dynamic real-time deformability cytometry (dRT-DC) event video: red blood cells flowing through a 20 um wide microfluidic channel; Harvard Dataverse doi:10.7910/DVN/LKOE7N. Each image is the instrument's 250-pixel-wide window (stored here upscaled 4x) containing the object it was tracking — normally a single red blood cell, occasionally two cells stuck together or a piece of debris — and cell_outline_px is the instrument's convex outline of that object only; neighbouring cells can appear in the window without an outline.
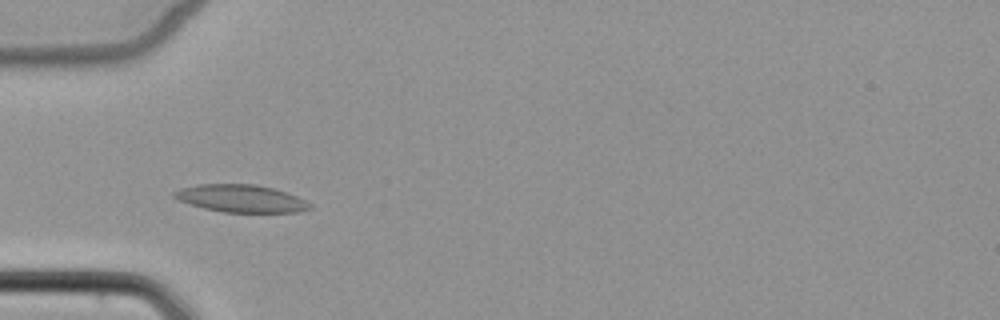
{"species": "common noctule bat (a hibernating species)", "species_latin": "Nyctalus noctula", "temperature_condition": "cold", "stored_images_in_passage": 6, "camera_frame_rate_fps": 3000, "um_per_image_px": 0.085, "animal": {"sex": "female", "body_mass_g": 22.7, "forearm_length_mm": 54.2}, "frame": {"image": 1, "passage_image": 4, "time_ms": 4.333, "image_size_px": [1000, 320], "cell_outline_px": [[312, 208], [300, 212], [224, 212], [204, 208], [180, 200], [172, 196], [172, 192], [180, 188], [196, 184], [256, 184], [288, 192], [312, 204]], "centroid_in_image_um": [20.5, 16.86], "position_along_channel_um": 64.5, "area_um2": 21.73}}
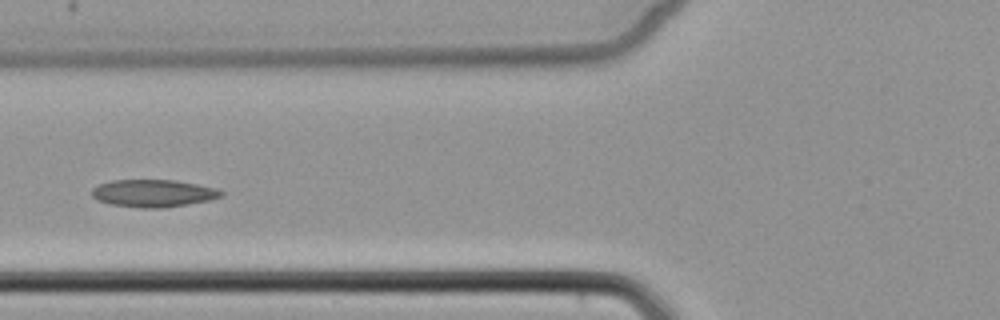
{"frame": {"image": 2, "passage_image": 5, "time_ms": 5.667, "image_size_px": [1000, 320], "cell_outline_px": [[224, 196], [208, 200], [188, 204], [164, 208], [140, 208], [112, 204], [96, 200], [92, 196], [92, 188], [100, 184], [112, 180], [176, 180], [216, 188], [224, 192]], "centroid_in_image_um": [13.04, 16.43], "position_along_channel_um": 112.8, "area_um2": 20.69}}
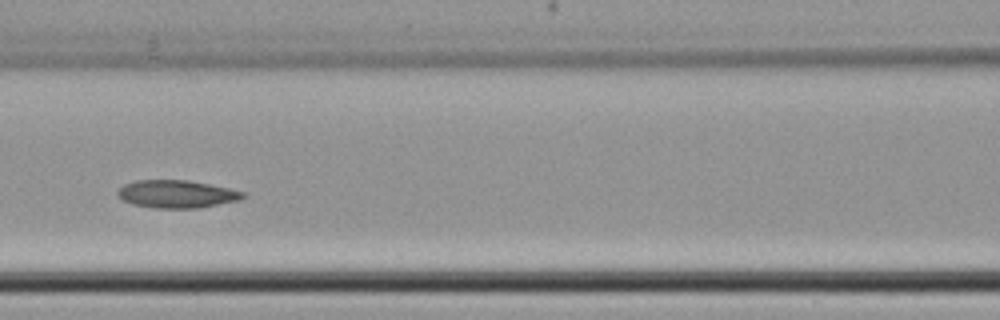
{"frame": {"image": 3, "passage_image": 6, "time_ms": 6.667, "image_size_px": [1000, 320], "cell_outline_px": [[244, 196], [240, 200], [200, 208], [152, 208], [132, 204], [124, 200], [116, 192], [124, 184], [136, 180], [188, 180], [228, 188], [244, 192]], "centroid_in_image_um": [15.01, 16.5], "position_along_channel_um": 151.6, "area_um2": 20.17}}